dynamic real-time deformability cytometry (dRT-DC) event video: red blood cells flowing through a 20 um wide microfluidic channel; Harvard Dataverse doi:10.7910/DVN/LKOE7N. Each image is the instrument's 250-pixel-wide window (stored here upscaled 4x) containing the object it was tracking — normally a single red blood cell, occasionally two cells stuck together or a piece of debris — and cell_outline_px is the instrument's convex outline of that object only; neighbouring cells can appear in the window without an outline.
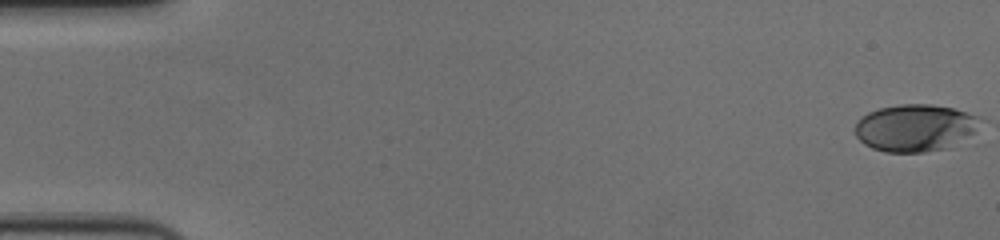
{"species": "human", "species_latin": "Homo sapiens", "temperature_condition": "cold", "stored_images_in_passage": 58, "camera_frame_rate_fps": 3000, "um_per_image_px": 0.085, "donor": {"sex": "female"}, "frame": {"image": 1, "passage_image": 1, "time_ms": 0.0, "image_size_px": [1000, 240], "cell_outline_px": [[980, 120], [972, 136], [952, 148], [924, 152], [884, 152], [872, 148], [864, 144], [856, 136], [856, 124], [860, 116], [868, 112], [880, 108], [900, 104], [932, 104], [952, 108], [980, 116]], "centroid_in_image_um": [77.81, 10.88], "position_along_channel_um": 7.2, "area_um2": 34.8}}
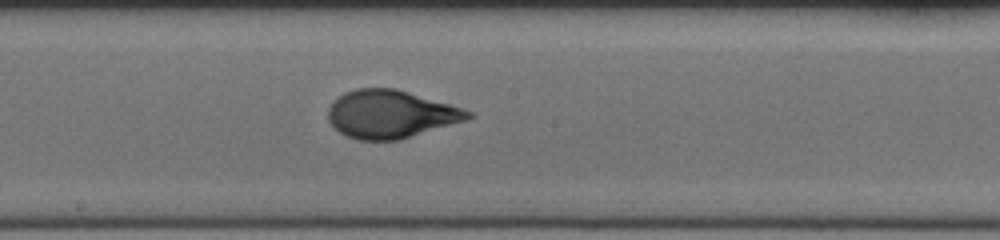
{"frame": {"image": 2, "passage_image": 32, "time_ms": 10.333, "image_size_px": [1000, 240], "cell_outline_px": [[476, 116], [468, 120], [400, 140], [360, 140], [348, 136], [340, 132], [328, 120], [328, 108], [344, 92], [356, 88], [396, 88], [448, 104], [472, 112]], "centroid_in_image_um": [33.23, 9.71], "position_along_channel_um": 215.0, "area_um2": 38.9}}
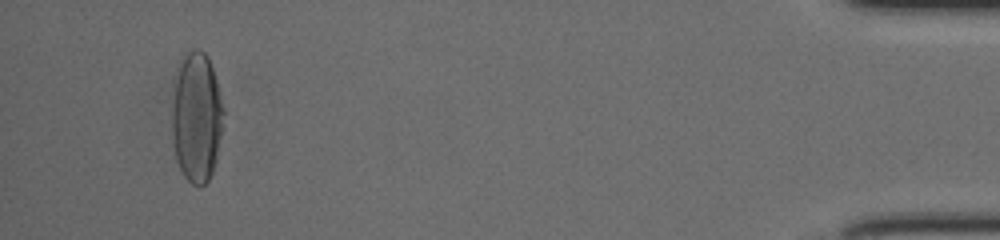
{"frame": {"image": 3, "passage_image": 55, "time_ms": 18.0, "image_size_px": [1000, 240], "cell_outline_px": [[224, 112], [216, 160], [212, 172], [208, 180], [200, 188], [192, 184], [184, 176], [176, 160], [172, 136], [172, 104], [176, 80], [180, 60], [184, 52], [188, 48], [200, 48], [208, 56], [216, 80], [224, 108]], "centroid_in_image_um": [16.7, 9.94], "position_along_channel_um": 418.5, "area_um2": 39.25}, "authors_computed_cell_mechanics": {"area_um2": 37.9746, "velocity_mm_per_s": 3.6272, "shape_relaxation_time_tau1_ms": 5.1648, "shape_relaxation_time_tau2_ms": null, "deformation_change_tau1": 0.2219, "deformation_change_tau2": null}}